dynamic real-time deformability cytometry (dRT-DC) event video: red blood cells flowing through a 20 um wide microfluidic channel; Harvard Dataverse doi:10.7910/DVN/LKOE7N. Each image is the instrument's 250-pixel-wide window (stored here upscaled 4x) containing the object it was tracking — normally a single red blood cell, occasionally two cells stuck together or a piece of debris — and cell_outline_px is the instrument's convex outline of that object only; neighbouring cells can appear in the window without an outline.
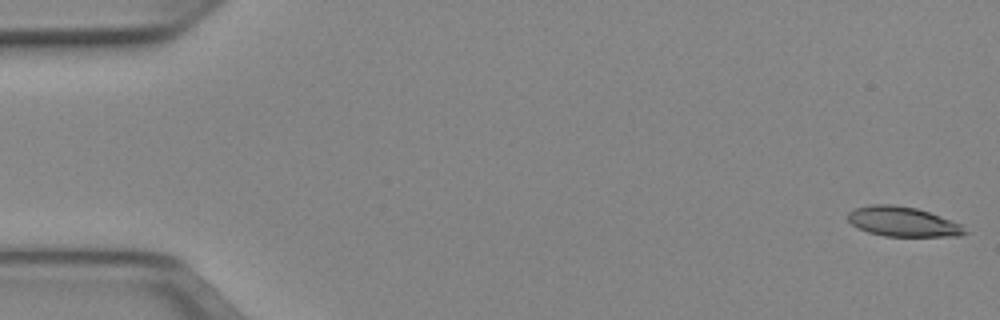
{"species": "Egyptian fruit bat (a non-hibernating species)", "species_latin": "Rousettus aegyptiacus", "temperature_condition": "cold", "stored_images_in_passage": 51, "camera_frame_rate_fps": 3000, "um_per_image_px": 0.085, "animal": {"sex": "female"}, "frame": {"image": 1, "passage_image": 1, "time_ms": 0.0, "image_size_px": [1000, 320], "cell_outline_px": [[972, 232], [960, 236], [884, 236], [868, 232], [856, 228], [848, 220], [848, 212], [856, 208], [872, 204], [892, 204], [916, 208], [940, 216], [960, 224]], "centroid_in_image_um": [76.75, 18.85], "position_along_channel_um": 8.2, "area_um2": 20.35}}
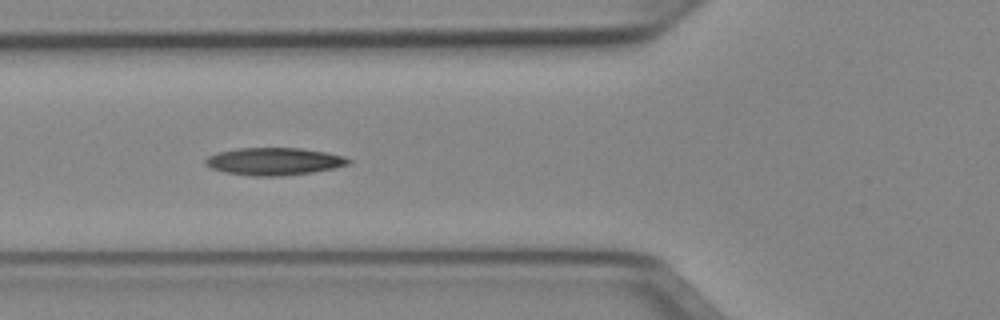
{"frame": {"image": 2, "passage_image": 19, "time_ms": 6.0, "image_size_px": [1000, 320], "cell_outline_px": [[352, 164], [312, 172], [280, 176], [252, 176], [224, 172], [212, 168], [204, 164], [204, 160], [208, 156], [220, 152], [236, 148], [300, 148], [328, 152], [344, 156], [352, 160]], "centroid_in_image_um": [23.32, 13.71], "position_along_channel_um": 102.5, "area_um2": 22.95}}
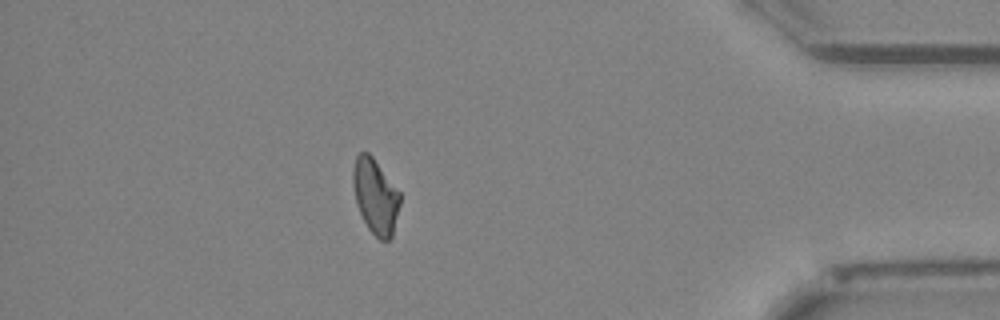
{"frame": {"image": 3, "passage_image": 45, "time_ms": 14.667, "image_size_px": [1000, 320], "cell_outline_px": [[400, 204], [392, 236], [388, 240], [380, 240], [368, 228], [356, 204], [352, 184], [352, 168], [356, 156], [360, 152], [368, 152], [372, 156], [400, 192]], "centroid_in_image_um": [31.89, 16.66], "position_along_channel_um": 403.3, "area_um2": 20.52}, "authors_computed_cell_mechanics": {"area_um2": 21.2704, "velocity_mm_per_s": 3.9583, "shape_relaxation_time_tau1_ms": 4.8631, "shape_relaxation_time_tau2_ms": null, "deformation_change_tau1": 0.1564, "deformation_change_tau2": null}}